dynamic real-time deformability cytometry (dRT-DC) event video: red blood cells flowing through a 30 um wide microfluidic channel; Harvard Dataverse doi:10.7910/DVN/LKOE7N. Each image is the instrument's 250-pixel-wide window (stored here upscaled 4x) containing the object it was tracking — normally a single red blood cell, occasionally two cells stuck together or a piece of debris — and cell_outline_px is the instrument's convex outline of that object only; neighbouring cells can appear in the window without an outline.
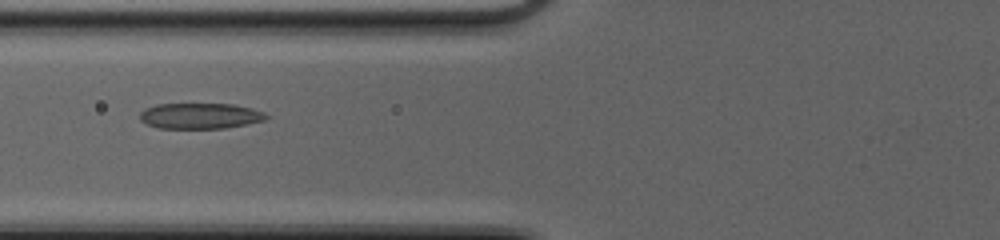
{"species": "common noctule bat (a hibernating species)", "species_latin": "Nyctalus noctula", "temperature_condition": "cold", "stored_images_in_passage": 50, "camera_frame_rate_fps": 3000, "um_per_image_px": 0.085, "animal": {"sex": "female", "body_mass_g": 20.0, "forearm_length_mm": 54.0}, "frame": {"image": 1, "passage_image": 21, "time_ms": 6.667, "image_size_px": [1000, 240], "cell_outline_px": [[268, 116], [264, 120], [224, 128], [156, 128], [140, 120], [140, 112], [144, 108], [156, 104], [232, 104], [252, 108], [264, 112]], "centroid_in_image_um": [16.97, 9.84], "position_along_channel_um": 108.8, "area_um2": 18.84}}
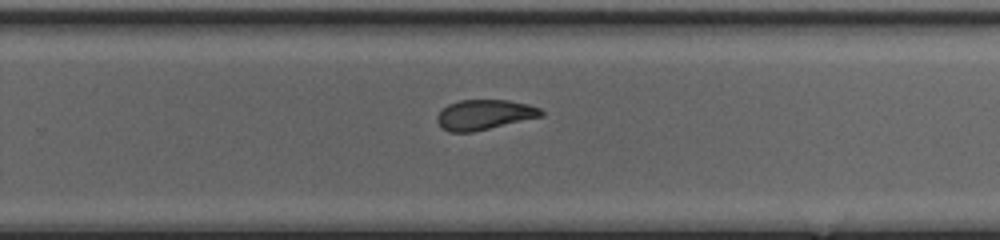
{"frame": {"image": 2, "passage_image": 34, "time_ms": 11.0, "image_size_px": [1000, 240], "cell_outline_px": [[544, 116], [472, 132], [448, 132], [436, 120], [436, 116], [448, 104], [460, 100], [508, 100], [528, 104], [540, 108], [544, 112]], "centroid_in_image_um": [41.2, 9.74], "position_along_channel_um": 288.6, "area_um2": 18.15}}
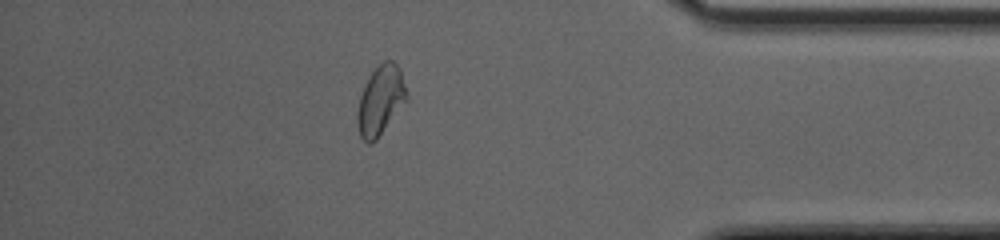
{"frame": {"image": 3, "passage_image": 44, "time_ms": 14.333, "image_size_px": [1000, 240], "cell_outline_px": [[408, 96], [376, 140], [372, 144], [368, 144], [360, 136], [356, 120], [356, 112], [360, 96], [368, 76], [384, 60], [392, 60], [400, 68]], "centroid_in_image_um": [32.31, 8.52], "position_along_channel_um": 402.9, "area_um2": 19.59}, "authors_computed_cell_mechanics": {"area_um2": 19.3052, "velocity_mm_per_s": 4.1528, "shape_relaxation_time_tau1_ms": 4.9728, "shape_relaxation_time_tau2_ms": 1.5687, "deformation_change_tau1": 0.1702, "deformation_change_tau2": 0.0821}}